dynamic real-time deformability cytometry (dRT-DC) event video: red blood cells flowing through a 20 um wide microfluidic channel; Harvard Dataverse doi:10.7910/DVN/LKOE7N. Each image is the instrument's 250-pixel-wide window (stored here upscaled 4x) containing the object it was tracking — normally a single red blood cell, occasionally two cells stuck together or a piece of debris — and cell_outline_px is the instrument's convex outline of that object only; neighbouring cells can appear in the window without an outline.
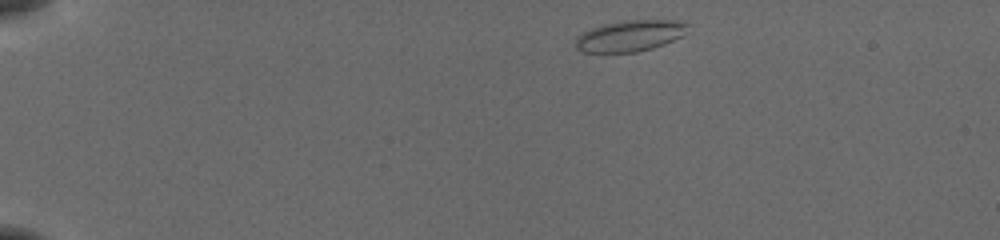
{"species": "common noctule bat (a hibernating species)", "species_latin": "Nyctalus noctula", "temperature_condition": "cold", "stored_images_in_passage": 41, "camera_frame_rate_fps": 3000, "um_per_image_px": 0.085, "animal": {"sex": "female", "body_mass_g": 19.5, "forearm_length_mm": 54.1}, "frame": {"image": 1, "passage_image": 1, "time_ms": 0.0, "image_size_px": [1000, 240], "cell_outline_px": [[688, 24], [684, 36], [664, 44], [652, 48], [636, 52], [580, 52], [576, 48], [576, 36], [580, 32], [604, 24], [628, 20], [680, 20]], "centroid_in_image_um": [53.54, 3.04], "position_along_channel_um": 31.5, "area_um2": 20.46}}
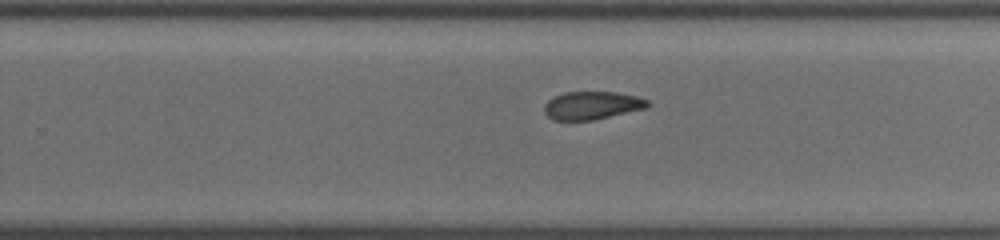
{"frame": {"image": 2, "passage_image": 24, "time_ms": 7.667, "image_size_px": [1000, 240], "cell_outline_px": [[652, 104], [648, 108], [592, 120], [552, 120], [544, 112], [544, 104], [552, 96], [564, 92], [616, 92], [636, 96], [648, 100]], "centroid_in_image_um": [50.32, 8.95], "position_along_channel_um": 279.5, "area_um2": 17.05}}
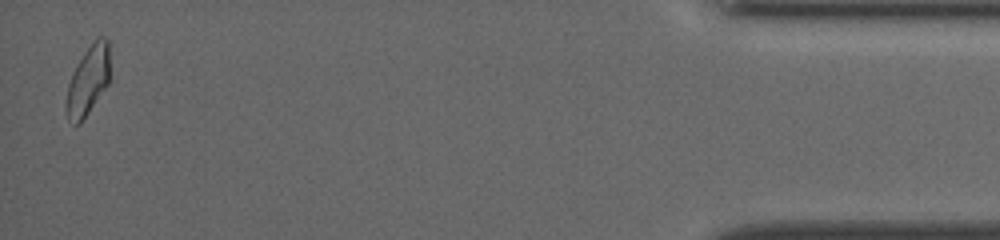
{"frame": {"image": 3, "passage_image": 40, "time_ms": 13.0, "image_size_px": [1000, 240], "cell_outline_px": [[108, 84], [80, 124], [72, 124], [68, 120], [64, 108], [64, 104], [68, 84], [72, 72], [76, 64], [84, 52], [96, 36], [104, 36], [108, 40]], "centroid_in_image_um": [7.43, 6.86], "position_along_channel_um": 427.8, "area_um2": 17.74}, "authors_computed_cell_mechanics": {"area_um2": 17.9758, "velocity_mm_per_s": 3.8919, "shape_relaxation_time_tau1_ms": null, "shape_relaxation_time_tau2_ms": 2.4369, "deformation_change_tau1": null, "deformation_change_tau2": 0.0932}}